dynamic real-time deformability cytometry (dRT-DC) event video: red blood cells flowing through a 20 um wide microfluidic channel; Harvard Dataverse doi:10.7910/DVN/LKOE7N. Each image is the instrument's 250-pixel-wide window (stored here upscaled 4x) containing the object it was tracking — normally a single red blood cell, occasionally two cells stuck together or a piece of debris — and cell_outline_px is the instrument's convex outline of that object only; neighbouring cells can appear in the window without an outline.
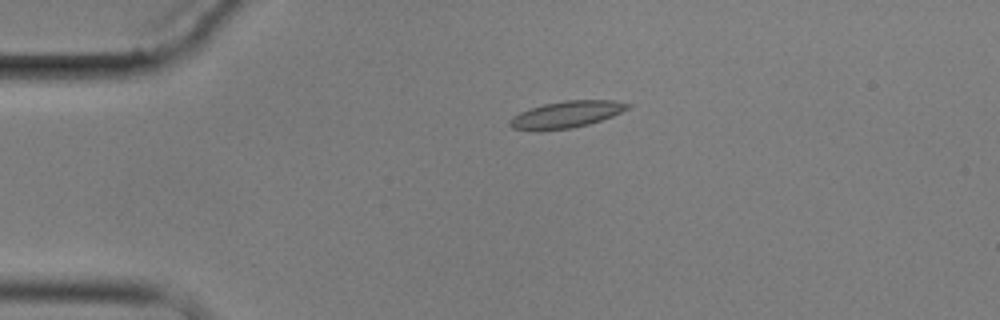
{"species": "common noctule bat (a hibernating species)", "species_latin": "Nyctalus noctula", "temperature_condition": "cold", "stored_images_in_passage": 3, "camera_frame_rate_fps": 3000, "um_per_image_px": 0.085, "animal": {"sex": "male", "body_mass_g": 17.9}, "frame": {"image": 1, "passage_image": 3, "time_ms": 2.333, "image_size_px": [1000, 320], "cell_outline_px": [[632, 104], [628, 108], [612, 116], [588, 124], [572, 128], [512, 128], [508, 124], [508, 120], [512, 116], [520, 112], [544, 104], [564, 100], [612, 100]], "centroid_in_image_um": [48.18, 9.69], "position_along_channel_um": 36.8, "area_um2": 17.63}}